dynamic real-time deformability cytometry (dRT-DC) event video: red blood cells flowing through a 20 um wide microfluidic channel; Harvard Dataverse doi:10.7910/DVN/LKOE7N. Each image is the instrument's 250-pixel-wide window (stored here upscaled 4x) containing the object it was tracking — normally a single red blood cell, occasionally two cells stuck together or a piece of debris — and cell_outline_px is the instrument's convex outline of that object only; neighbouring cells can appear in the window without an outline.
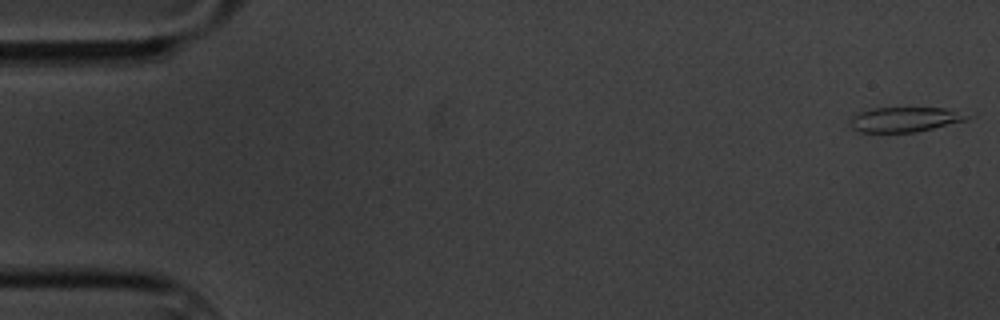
{"species": "common noctule bat (a hibernating species)", "species_latin": "Nyctalus noctula", "temperature_condition": "cold", "stored_images_in_passage": 59, "camera_frame_rate_fps": 3000, "um_per_image_px": 0.085, "animal": {"sex": "male", "body_mass_g": 20.1, "forearm_length_mm": 53.5}, "frame": {"image": 1, "passage_image": 1, "time_ms": 0.0, "image_size_px": [1000, 320], "cell_outline_px": [[972, 116], [968, 120], [916, 132], [860, 132], [852, 128], [848, 124], [848, 116], [872, 108], [944, 108]], "centroid_in_image_um": [76.83, 10.16], "position_along_channel_um": 8.2, "area_um2": 17.05}}
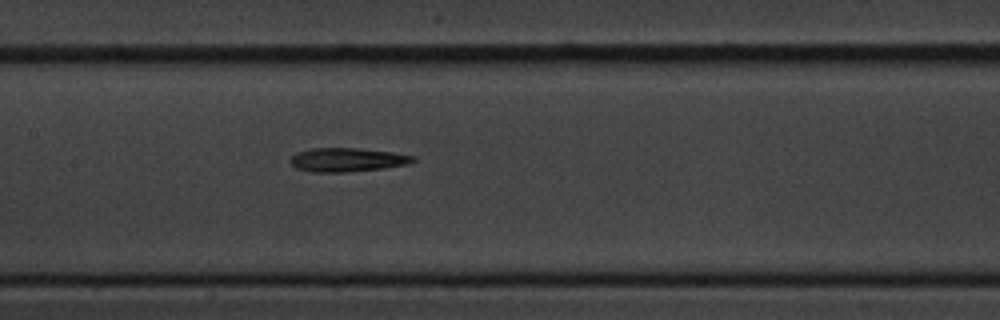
{"frame": {"image": 2, "passage_image": 28, "time_ms": 9.0, "image_size_px": [1000, 320], "cell_outline_px": [[416, 160], [408, 164], [384, 168], [344, 172], [312, 172], [296, 168], [292, 164], [292, 156], [296, 152], [312, 148], [356, 148], [392, 152], [416, 156]], "centroid_in_image_um": [29.54, 13.58], "position_along_channel_um": 177.9, "area_um2": 16.94}}
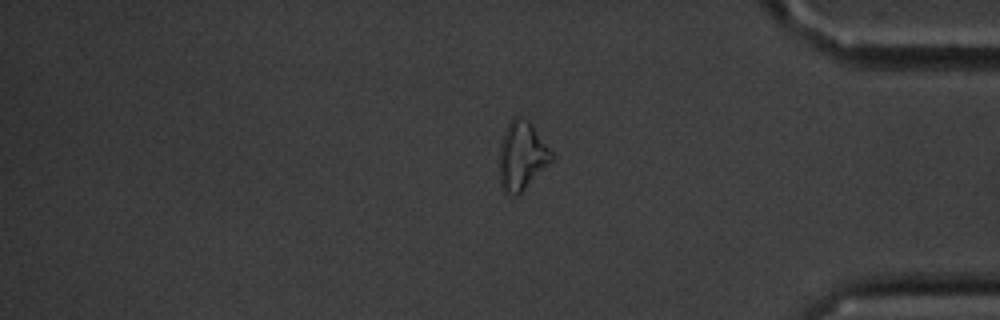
{"frame": {"image": 3, "passage_image": 49, "time_ms": 16.0, "image_size_px": [1000, 320], "cell_outline_px": [[552, 160], [516, 196], [512, 196], [504, 192], [500, 184], [500, 144], [504, 132], [512, 116], [520, 116], [528, 120], [552, 152]], "centroid_in_image_um": [44.32, 13.22], "position_along_channel_um": 390.9, "area_um2": 20.35}, "authors_computed_cell_mechanics": {"area_um2": 17.051, "velocity_mm_per_s": 3.3625, "shape_relaxation_time_tau1_ms": null, "shape_relaxation_time_tau2_ms": 6.9812, "deformation_change_tau1": null, "deformation_change_tau2": 0.2129}}